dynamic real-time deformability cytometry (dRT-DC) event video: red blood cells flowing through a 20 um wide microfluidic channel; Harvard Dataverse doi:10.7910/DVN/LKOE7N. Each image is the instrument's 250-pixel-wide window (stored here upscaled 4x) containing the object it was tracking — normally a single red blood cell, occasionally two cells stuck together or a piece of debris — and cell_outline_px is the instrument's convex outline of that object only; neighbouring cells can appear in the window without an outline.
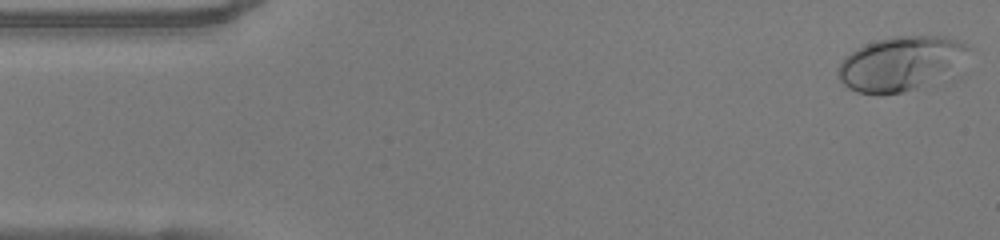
{"species": "human", "species_latin": "Homo sapiens", "temperature_condition": "warm", "stored_images_in_passage": 49, "camera_frame_rate_fps": 3000, "um_per_image_px": 0.085, "donor": {"sex": "female"}, "frame": {"image": 1, "passage_image": 1, "time_ms": 0.0, "image_size_px": [1000, 240], "cell_outline_px": [[972, 48], [916, 88], [900, 92], [856, 92], [848, 88], [840, 80], [836, 72], [836, 68], [844, 56], [856, 48], [864, 44], [876, 40], [892, 36], [944, 36], [960, 40]], "centroid_in_image_um": [76.33, 5.32], "position_along_channel_um": 8.7, "area_um2": 38.9}}
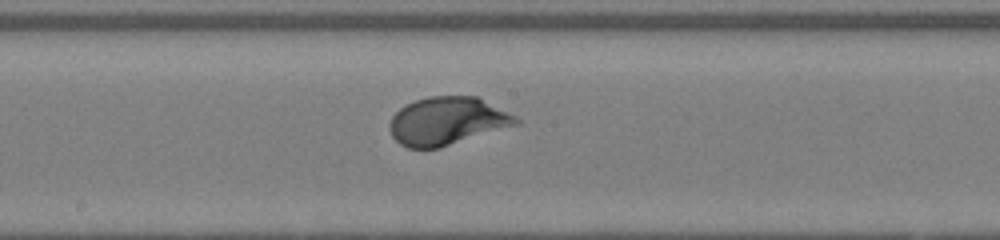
{"frame": {"image": 2, "passage_image": 25, "time_ms": 8.0, "image_size_px": [1000, 240], "cell_outline_px": [[520, 124], [440, 148], [408, 148], [400, 144], [392, 136], [388, 128], [388, 124], [392, 116], [400, 108], [416, 100], [428, 96], [476, 96], [516, 116], [520, 120]], "centroid_in_image_um": [38.01, 10.3], "position_along_channel_um": 210.2, "area_um2": 35.37}}
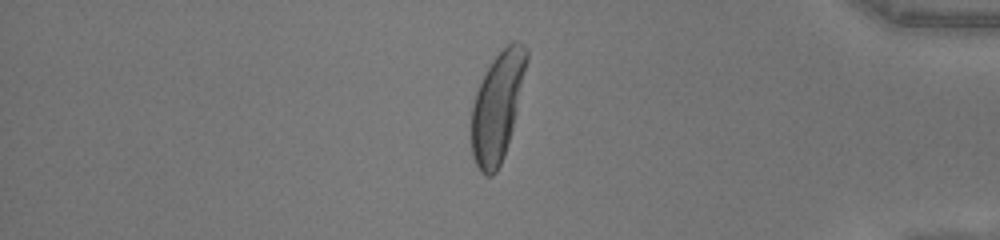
{"frame": {"image": 3, "passage_image": 41, "time_ms": 13.333, "image_size_px": [1000, 240], "cell_outline_px": [[528, 60], [516, 112], [512, 128], [504, 156], [496, 172], [492, 176], [488, 176], [480, 172], [472, 156], [472, 104], [476, 92], [492, 60], [512, 40], [516, 40], [524, 44], [528, 48]], "centroid_in_image_um": [42.29, 9.05], "position_along_channel_um": 392.9, "area_um2": 34.51}, "authors_computed_cell_mechanics": {"area_um2": 35.836, "velocity_mm_per_s": 4.057, "shape_relaxation_time_tau1_ms": 2.4611, "shape_relaxation_time_tau2_ms": null, "deformation_change_tau1": 0.1864, "deformation_change_tau2": null}}